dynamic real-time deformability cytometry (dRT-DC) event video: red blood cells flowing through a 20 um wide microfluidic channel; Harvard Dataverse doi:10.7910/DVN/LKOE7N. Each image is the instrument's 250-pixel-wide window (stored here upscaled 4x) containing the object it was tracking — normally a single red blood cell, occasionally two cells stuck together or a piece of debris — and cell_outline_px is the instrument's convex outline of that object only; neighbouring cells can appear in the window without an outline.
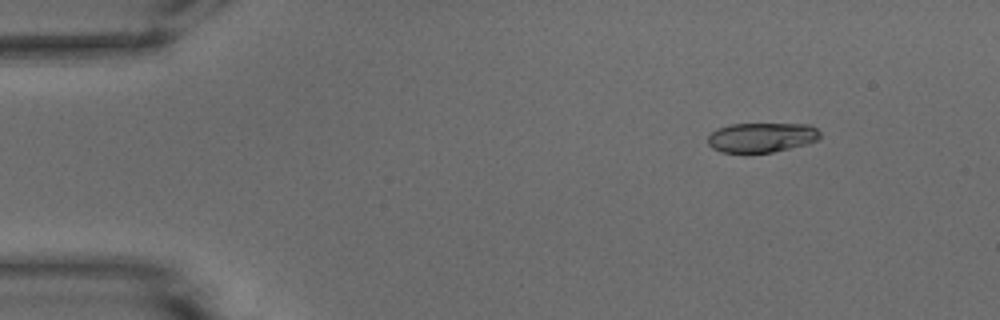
{"species": "common noctule bat (a hibernating species)", "species_latin": "Nyctalus noctula", "temperature_condition": "warm", "stored_images_in_passage": 47, "camera_frame_rate_fps": 3000, "um_per_image_px": 0.085, "animal": {"sex": "male", "body_mass_g": 15.6}, "frame": {"image": 1, "passage_image": 1, "time_ms": 0.0, "image_size_px": [1000, 320], "cell_outline_px": [[820, 136], [816, 140], [804, 144], [772, 152], [720, 152], [712, 148], [708, 144], [708, 136], [716, 128], [732, 124], [808, 124], [816, 128], [820, 132]], "centroid_in_image_um": [64.7, 11.67], "position_along_channel_um": 20.3, "area_um2": 19.19}}
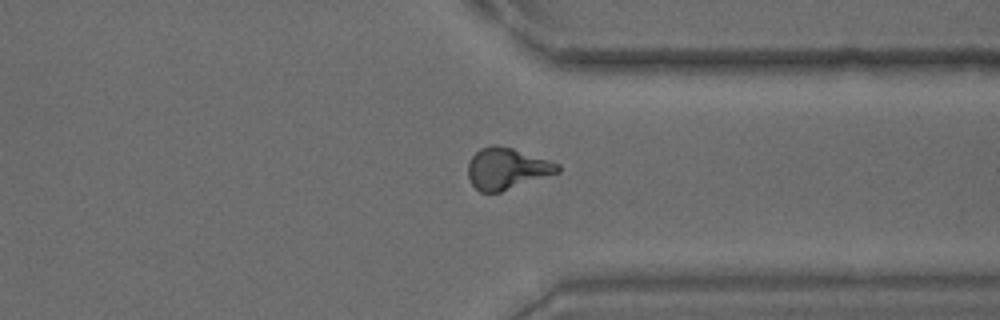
{"frame": {"image": 2, "passage_image": 35, "time_ms": 11.333, "image_size_px": [1000, 320], "cell_outline_px": [[560, 172], [500, 192], [480, 192], [472, 184], [468, 176], [468, 160], [480, 148], [492, 144], [496, 144], [512, 148], [560, 164]], "centroid_in_image_um": [43.06, 14.32], "position_along_channel_um": 368.3, "area_um2": 21.56}}
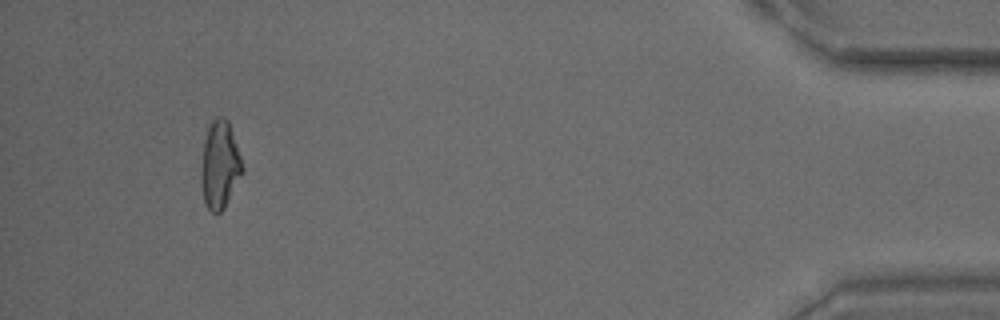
{"frame": {"image": 3, "passage_image": 44, "time_ms": 14.333, "image_size_px": [1000, 320], "cell_outline_px": [[244, 172], [224, 208], [220, 212], [212, 212], [208, 208], [204, 200], [200, 184], [200, 172], [204, 140], [208, 128], [212, 120], [216, 116], [224, 116], [228, 120], [244, 168]], "centroid_in_image_um": [18.68, 14.02], "position_along_channel_um": 416.5, "area_um2": 21.15}, "authors_computed_cell_mechanics": {"area_um2": 20.9236, "velocity_mm_per_s": 3.8391, "shape_relaxation_time_tau1_ms": 5.8492, "shape_relaxation_time_tau2_ms": 1.3966, "deformation_change_tau1": 0.2218, "deformation_change_tau2": 0.092}}